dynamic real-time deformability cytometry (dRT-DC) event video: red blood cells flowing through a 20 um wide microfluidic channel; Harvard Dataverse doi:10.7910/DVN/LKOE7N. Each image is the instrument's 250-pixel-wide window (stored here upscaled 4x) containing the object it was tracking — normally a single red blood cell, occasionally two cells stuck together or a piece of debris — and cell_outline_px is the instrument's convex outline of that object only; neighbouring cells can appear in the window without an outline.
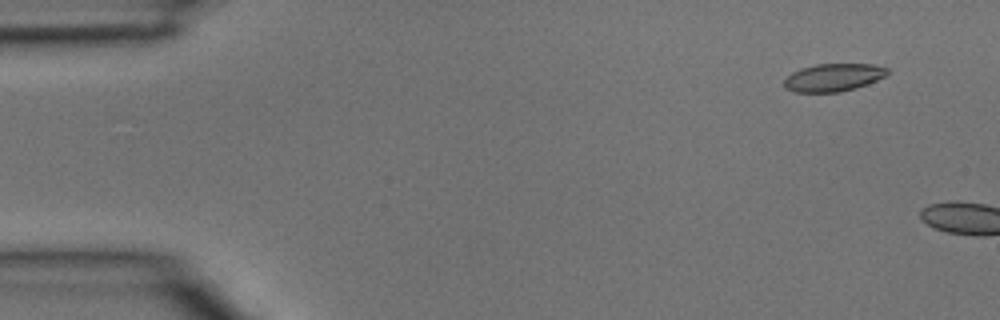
{"species": "common noctule bat (a hibernating species)", "species_latin": "Nyctalus noctula", "temperature_condition": "room temperature", "stored_images_in_passage": 2, "camera_frame_rate_fps": 3000, "um_per_image_px": 0.085, "animal": {"sex": "male", "body_mass_g": 15.6}, "frame": {"image": 1, "passage_image": 1, "time_ms": 0.0, "image_size_px": [1000, 320], "cell_outline_px": [[888, 72], [884, 76], [868, 84], [856, 88], [840, 92], [796, 92], [784, 88], [784, 80], [792, 72], [800, 68], [816, 64], [872, 64], [888, 68]], "centroid_in_image_um": [70.82, 6.58], "position_along_channel_um": 14.2, "area_um2": 16.7}}